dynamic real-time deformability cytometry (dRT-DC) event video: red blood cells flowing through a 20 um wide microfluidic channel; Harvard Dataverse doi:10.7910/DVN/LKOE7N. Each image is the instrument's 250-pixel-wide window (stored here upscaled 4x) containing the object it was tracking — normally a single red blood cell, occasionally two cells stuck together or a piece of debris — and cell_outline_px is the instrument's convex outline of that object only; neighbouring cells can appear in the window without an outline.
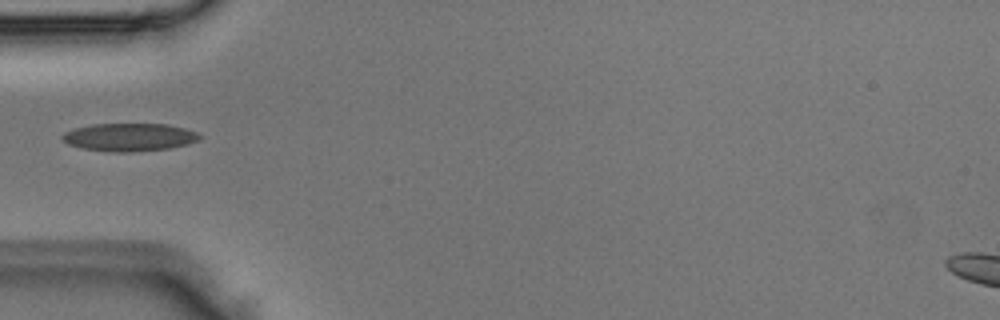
{"species": "Egyptian fruit bat (a non-hibernating species)", "species_latin": "Rousettus aegyptiacus", "temperature_condition": "room temperature", "stored_images_in_passage": 2, "camera_frame_rate_fps": 3000, "um_per_image_px": 0.085, "animal": {"sex": "male"}, "frame": {"image": 1, "passage_image": 1, "time_ms": 0.0, "image_size_px": [1000, 320], "cell_outline_px": [[204, 136], [200, 140], [188, 144], [168, 148], [132, 152], [116, 152], [84, 148], [68, 144], [60, 140], [60, 136], [64, 132], [76, 128], [92, 124], [168, 124], [184, 128], [196, 132]], "centroid_in_image_um": [11.01, 11.65], "position_along_channel_um": 74.0, "area_um2": 22.37}}
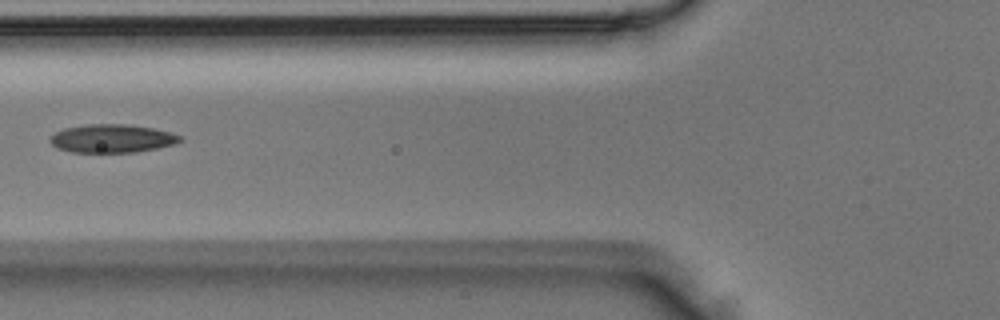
{"frame": {"image": 2, "passage_image": 2, "time_ms": 0.333, "image_size_px": [1000, 320], "cell_outline_px": [[184, 140], [176, 144], [136, 152], [72, 152], [56, 148], [48, 140], [56, 132], [64, 128], [88, 124], [132, 124], [152, 128], [168, 132], [180, 136]], "centroid_in_image_um": [9.52, 11.77], "position_along_channel_um": 116.3, "area_um2": 21.44}}